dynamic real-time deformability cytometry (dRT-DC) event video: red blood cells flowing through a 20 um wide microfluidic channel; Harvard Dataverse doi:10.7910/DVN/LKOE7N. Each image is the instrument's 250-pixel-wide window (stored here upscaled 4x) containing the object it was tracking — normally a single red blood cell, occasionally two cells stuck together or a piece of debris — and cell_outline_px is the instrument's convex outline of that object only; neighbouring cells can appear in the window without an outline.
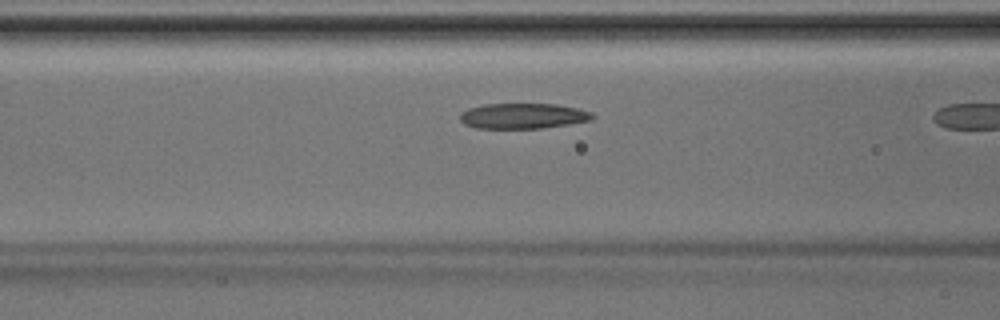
{"species": "Egyptian fruit bat (a non-hibernating species)", "species_latin": "Rousettus aegyptiacus", "temperature_condition": "room temperature", "stored_images_in_passage": 11, "camera_frame_rate_fps": 3000, "um_per_image_px": 0.085, "animal": {"sex": "male"}, "frame": {"image": 1, "passage_image": 10, "time_ms": 3.0, "image_size_px": [1000, 320], "cell_outline_px": [[596, 116], [592, 120], [544, 128], [476, 128], [464, 124], [460, 120], [460, 112], [468, 108], [484, 104], [556, 104], [576, 108], [592, 112]], "centroid_in_image_um": [44.45, 9.85], "position_along_channel_um": 122.1, "area_um2": 19.71}}